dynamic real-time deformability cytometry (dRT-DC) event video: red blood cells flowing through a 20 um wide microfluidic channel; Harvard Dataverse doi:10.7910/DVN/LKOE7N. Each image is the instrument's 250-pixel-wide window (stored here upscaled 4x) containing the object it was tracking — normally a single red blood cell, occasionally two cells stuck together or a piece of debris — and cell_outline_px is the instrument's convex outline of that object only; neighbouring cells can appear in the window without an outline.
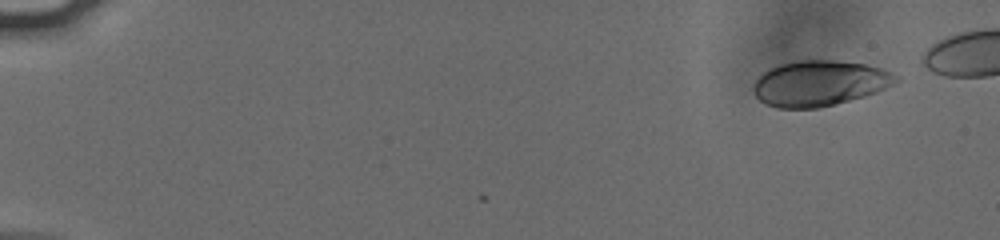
{"species": "human", "species_latin": "Homo sapiens", "temperature_condition": "cold", "stored_images_in_passage": 50, "camera_frame_rate_fps": 3000, "um_per_image_px": 0.085, "donor": {"sex": "male"}, "frame": {"image": 1, "passage_image": 1, "time_ms": 0.0, "image_size_px": [1000, 240], "cell_outline_px": [[900, 80], [876, 92], [864, 96], [816, 108], [776, 108], [760, 100], [752, 92], [752, 88], [756, 80], [768, 68], [780, 64], [800, 60], [832, 60], [864, 64], [880, 68], [896, 76]], "centroid_in_image_um": [69.6, 7.07], "position_along_channel_um": 15.4, "area_um2": 37.28}}
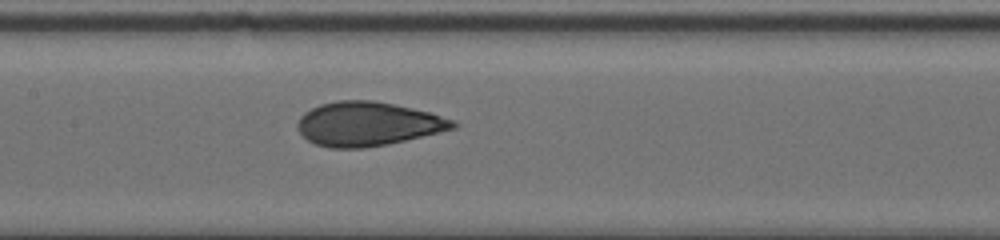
{"frame": {"image": 2, "passage_image": 26, "time_ms": 8.333, "image_size_px": [1000, 240], "cell_outline_px": [[460, 124], [456, 128], [404, 140], [384, 144], [360, 148], [332, 148], [316, 144], [308, 140], [300, 132], [296, 124], [300, 116], [304, 112], [320, 104], [336, 100], [372, 100], [412, 108], [428, 112], [456, 120]], "centroid_in_image_um": [31.26, 10.52], "position_along_channel_um": 176.1, "area_um2": 39.59}}
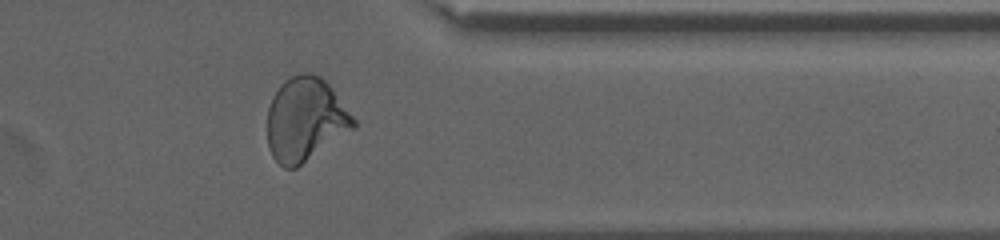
{"frame": {"image": 3, "passage_image": 43, "time_ms": 14.0, "image_size_px": [1000, 240], "cell_outline_px": [[356, 128], [296, 168], [284, 168], [272, 156], [268, 148], [268, 108], [272, 96], [280, 84], [284, 80], [300, 72], [312, 72], [320, 76], [332, 88], [356, 120]], "centroid_in_image_um": [25.96, 10.14], "position_along_channel_um": 385.4, "area_um2": 42.19}}